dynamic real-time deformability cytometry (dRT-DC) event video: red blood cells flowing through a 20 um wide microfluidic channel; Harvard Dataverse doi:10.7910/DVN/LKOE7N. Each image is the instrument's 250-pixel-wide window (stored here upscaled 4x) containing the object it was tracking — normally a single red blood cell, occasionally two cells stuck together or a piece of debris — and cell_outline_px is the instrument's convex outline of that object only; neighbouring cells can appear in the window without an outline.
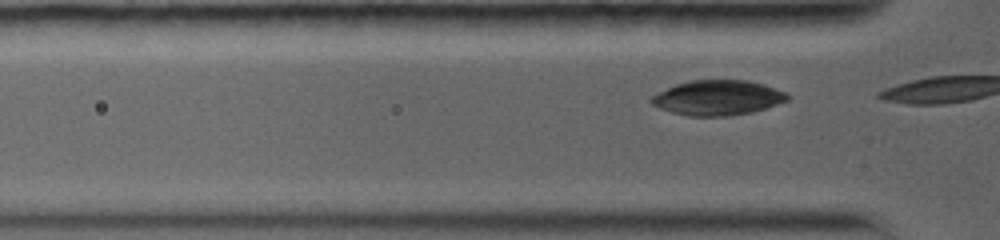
{"species": "common noctule bat (a hibernating species)", "species_latin": "Nyctalus noctula", "temperature_condition": "warm", "stored_images_in_passage": 5, "camera_frame_rate_fps": 5000, "um_per_image_px": 0.085, "animal": {"sex": "female", "body_mass_g": 19.0, "forearm_length_mm": 56.7}, "frame": {"image": 1, "passage_image": 3, "time_ms": 0.4, "image_size_px": [1000, 240], "cell_outline_px": [[788, 100], [752, 112], [728, 116], [688, 116], [672, 112], [660, 108], [652, 104], [648, 100], [652, 96], [676, 84], [688, 80], [748, 80], [764, 84], [784, 92], [788, 96]], "centroid_in_image_um": [60.98, 8.3], "position_along_channel_um": 64.8, "area_um2": 27.51}}